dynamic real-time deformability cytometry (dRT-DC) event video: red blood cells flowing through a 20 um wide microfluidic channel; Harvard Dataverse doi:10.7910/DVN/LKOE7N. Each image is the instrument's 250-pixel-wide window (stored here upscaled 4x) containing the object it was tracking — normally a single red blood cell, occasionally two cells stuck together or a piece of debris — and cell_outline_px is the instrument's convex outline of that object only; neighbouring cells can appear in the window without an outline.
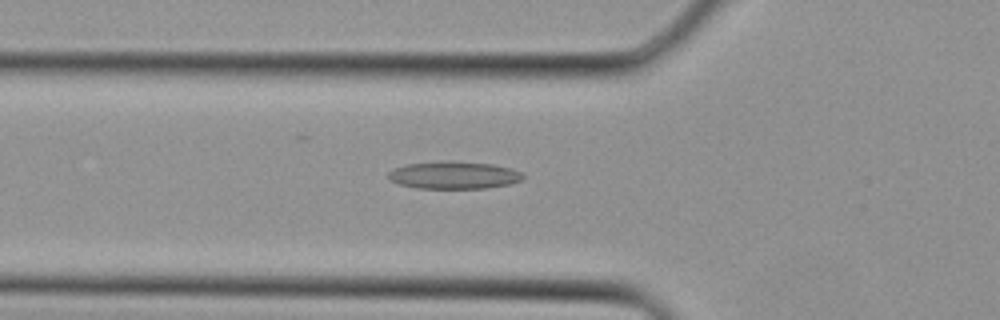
{"species": "Egyptian fruit bat (a non-hibernating species)", "species_latin": "Rousettus aegyptiacus", "temperature_condition": "cold", "stored_images_in_passage": 26, "camera_frame_rate_fps": 3000, "um_per_image_px": 0.085, "animal": {"sex": "female"}, "frame": {"image": 1, "passage_image": 3, "time_ms": 0.667, "image_size_px": [1000, 320], "cell_outline_px": [[524, 180], [508, 184], [484, 188], [416, 188], [400, 184], [392, 180], [388, 176], [388, 172], [392, 168], [408, 164], [448, 160], [492, 164], [512, 168], [520, 172], [524, 176]], "centroid_in_image_um": [38.59, 14.88], "position_along_channel_um": 87.2, "area_um2": 21.56}}
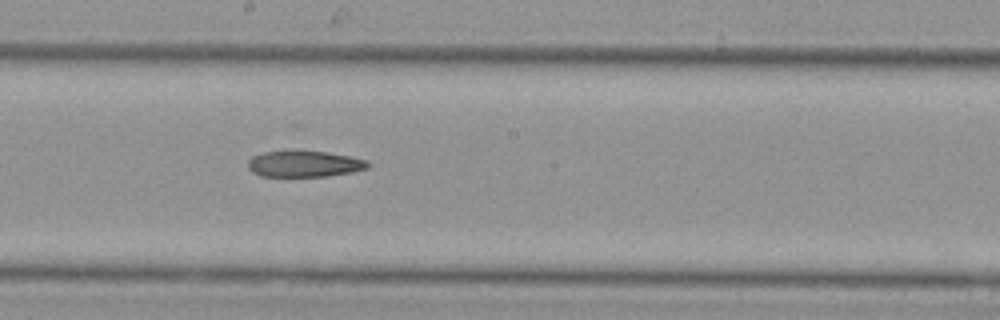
{"frame": {"image": 2, "passage_image": 10, "time_ms": 3.0, "image_size_px": [1000, 320], "cell_outline_px": [[372, 164], [368, 168], [352, 172], [324, 176], [260, 176], [252, 172], [248, 168], [248, 160], [252, 156], [264, 152], [328, 152], [352, 156], [368, 160]], "centroid_in_image_um": [25.91, 13.94], "position_along_channel_um": 222.3, "area_um2": 18.15}}
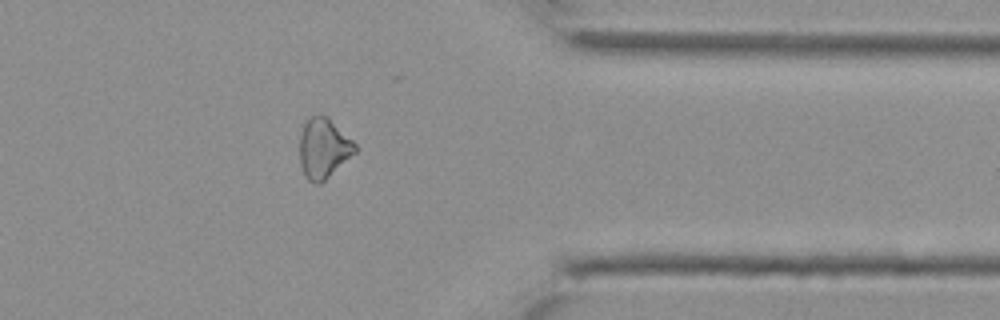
{"frame": {"image": 3, "passage_image": 19, "time_ms": 6.0, "image_size_px": [1000, 320], "cell_outline_px": [[356, 152], [320, 184], [316, 184], [308, 180], [304, 176], [300, 164], [300, 136], [304, 124], [308, 116], [328, 116], [356, 144]], "centroid_in_image_um": [27.49, 12.61], "position_along_channel_um": 383.9, "area_um2": 19.31}}